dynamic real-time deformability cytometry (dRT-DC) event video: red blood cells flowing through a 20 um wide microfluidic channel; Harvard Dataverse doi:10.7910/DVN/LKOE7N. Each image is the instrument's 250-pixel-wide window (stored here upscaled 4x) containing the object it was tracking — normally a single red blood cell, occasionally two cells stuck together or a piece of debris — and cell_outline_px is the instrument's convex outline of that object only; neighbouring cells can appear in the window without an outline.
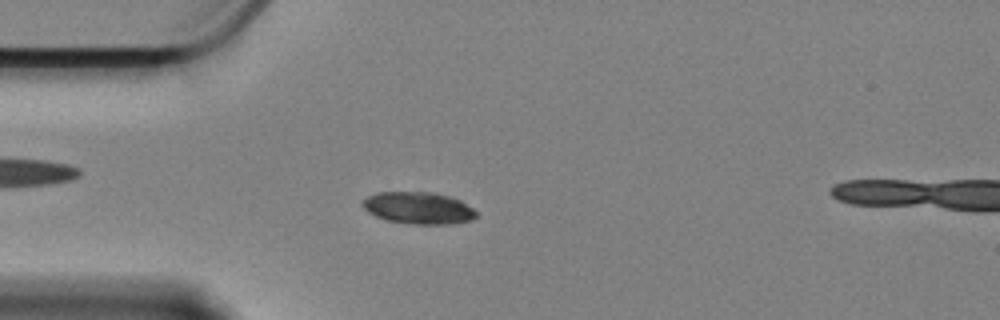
{"species": "Egyptian fruit bat (a non-hibernating species)", "species_latin": "Rousettus aegyptiacus", "temperature_condition": "cold", "stored_images_in_passage": 49, "camera_frame_rate_fps": 3000, "um_per_image_px": 0.085, "animal": {"sex": "female"}, "frame": {"image": 1, "passage_image": 4, "time_ms": 1.0, "image_size_px": [1000, 320], "cell_outline_px": [[476, 216], [472, 220], [456, 224], [412, 224], [388, 220], [376, 216], [368, 212], [360, 204], [368, 196], [376, 192], [432, 192], [448, 196], [460, 200], [472, 208], [476, 212]], "centroid_in_image_um": [35.57, 17.68], "position_along_channel_um": 49.4, "area_um2": 21.15}}
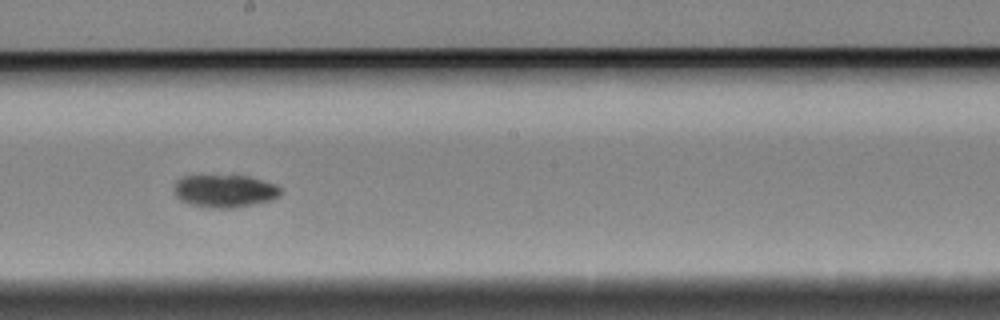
{"frame": {"image": 2, "passage_image": 21, "time_ms": 6.667, "image_size_px": [1000, 320], "cell_outline_px": [[280, 196], [272, 200], [232, 208], [208, 208], [192, 204], [180, 200], [176, 196], [172, 188], [176, 180], [180, 176], [248, 176], [276, 184], [280, 188]], "centroid_in_image_um": [19.07, 16.23], "position_along_channel_um": 229.1, "area_um2": 20.35}}
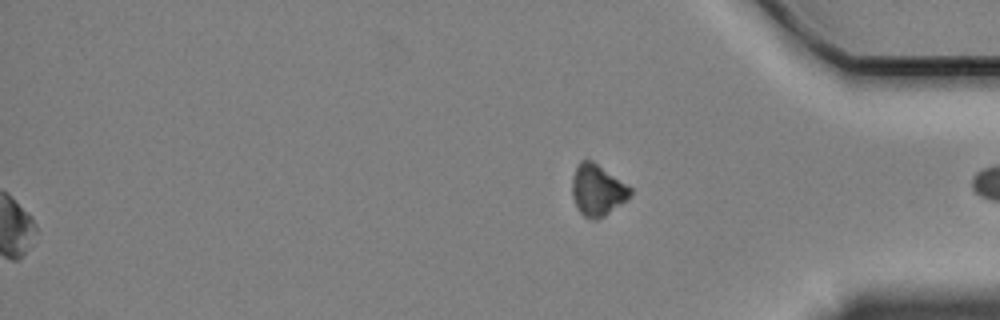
{"frame": {"image": 3, "passage_image": 49, "time_ms": 16.0, "image_size_px": [1000, 320], "cell_outline_px": [[632, 192], [624, 200], [604, 216], [596, 220], [592, 220], [584, 216], [576, 208], [572, 196], [572, 180], [576, 168], [580, 160], [592, 160], [628, 184], [632, 188]], "centroid_in_image_um": [50.75, 16.15], "position_along_channel_um": 384.4, "area_um2": 17.28}, "authors_computed_cell_mechanics": {"area_um2": 20.4034, "velocity_mm_per_s": 3.3265, "shape_relaxation_time_tau1_ms": 10.3926, "shape_relaxation_time_tau2_ms": 1.7584, "deformation_change_tau1": 0.1634, "deformation_change_tau2": 0.0355}}